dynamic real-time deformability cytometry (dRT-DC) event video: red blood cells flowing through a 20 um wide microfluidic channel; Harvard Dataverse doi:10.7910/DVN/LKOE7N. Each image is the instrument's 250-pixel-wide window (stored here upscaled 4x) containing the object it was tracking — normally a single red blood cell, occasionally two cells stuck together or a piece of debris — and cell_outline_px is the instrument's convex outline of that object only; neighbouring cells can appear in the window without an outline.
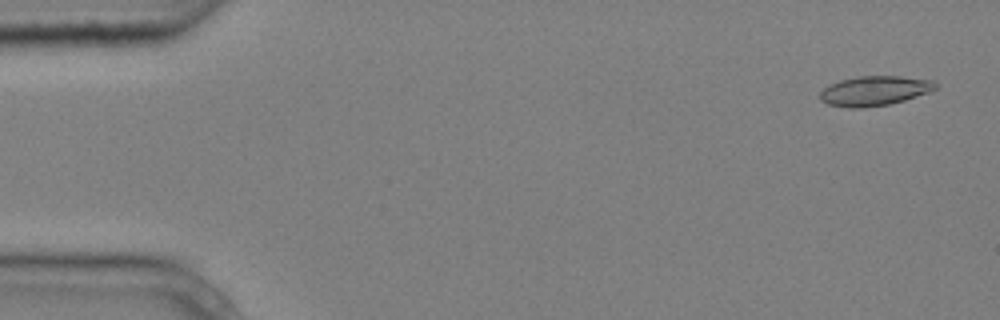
{"species": "common noctule bat (a hibernating species)", "species_latin": "Nyctalus noctula", "temperature_condition": "cold", "stored_images_in_passage": 5, "camera_frame_rate_fps": 3000, "um_per_image_px": 0.085, "animal": {"sex": "male", "body_mass_g": 20.4}, "frame": {"image": 1, "passage_image": 1, "time_ms": 0.0, "image_size_px": [1000, 320], "cell_outline_px": [[936, 88], [928, 92], [904, 100], [888, 104], [864, 108], [848, 108], [828, 104], [820, 100], [820, 92], [824, 88], [840, 80], [860, 76], [900, 76], [932, 80], [936, 84]], "centroid_in_image_um": [74.31, 7.72], "position_along_channel_um": 10.7, "area_um2": 19.77}}
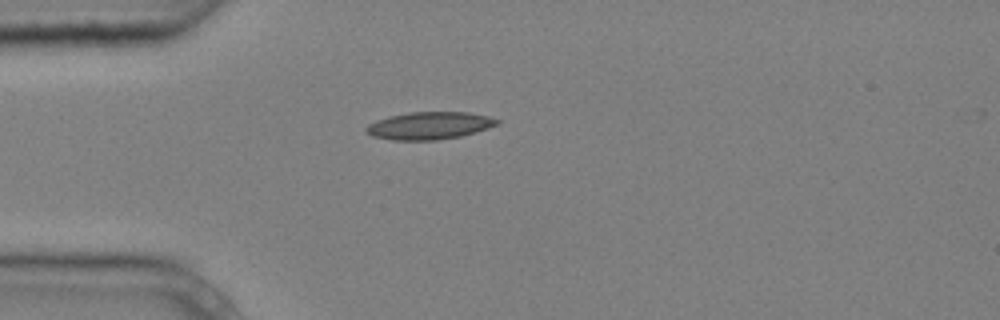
{"frame": {"image": 2, "passage_image": 4, "time_ms": 1.0, "image_size_px": [1000, 320], "cell_outline_px": [[500, 124], [488, 128], [460, 136], [436, 140], [392, 140], [372, 136], [364, 128], [368, 124], [376, 120], [388, 116], [408, 112], [468, 112], [488, 116], [500, 120]], "centroid_in_image_um": [36.49, 10.67], "position_along_channel_um": 48.5, "area_um2": 20.98}}